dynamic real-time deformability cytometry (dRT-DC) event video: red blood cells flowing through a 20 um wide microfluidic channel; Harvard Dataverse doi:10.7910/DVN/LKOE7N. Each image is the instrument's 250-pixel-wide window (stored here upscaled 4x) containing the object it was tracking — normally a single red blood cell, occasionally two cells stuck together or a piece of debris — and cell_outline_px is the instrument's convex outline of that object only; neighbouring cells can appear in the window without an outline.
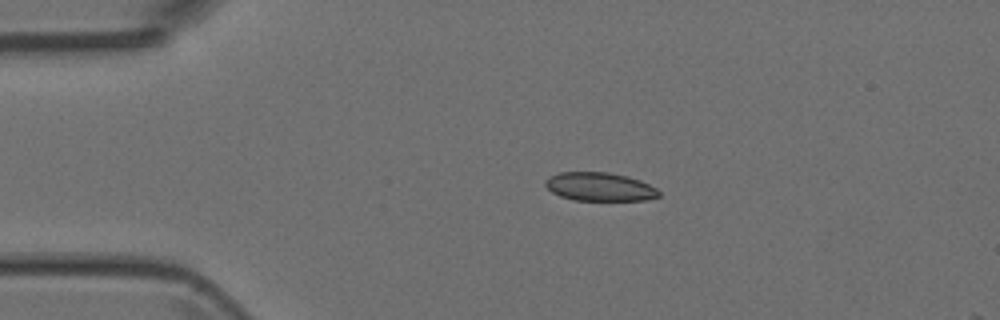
{"species": "Egyptian fruit bat (a non-hibernating species)", "species_latin": "Rousettus aegyptiacus", "temperature_condition": "room temperature", "stored_images_in_passage": 5, "camera_frame_rate_fps": 3000, "um_per_image_px": 0.085, "animal": {"sex": "female"}, "frame": {"image": 1, "passage_image": 3, "time_ms": 2.333, "image_size_px": [1000, 320], "cell_outline_px": [[660, 196], [644, 200], [572, 200], [560, 196], [552, 192], [544, 184], [544, 180], [548, 176], [560, 172], [608, 172], [628, 176], [640, 180], [656, 188], [660, 192]], "centroid_in_image_um": [50.95, 15.87], "position_along_channel_um": 34.1, "area_um2": 18.96}}